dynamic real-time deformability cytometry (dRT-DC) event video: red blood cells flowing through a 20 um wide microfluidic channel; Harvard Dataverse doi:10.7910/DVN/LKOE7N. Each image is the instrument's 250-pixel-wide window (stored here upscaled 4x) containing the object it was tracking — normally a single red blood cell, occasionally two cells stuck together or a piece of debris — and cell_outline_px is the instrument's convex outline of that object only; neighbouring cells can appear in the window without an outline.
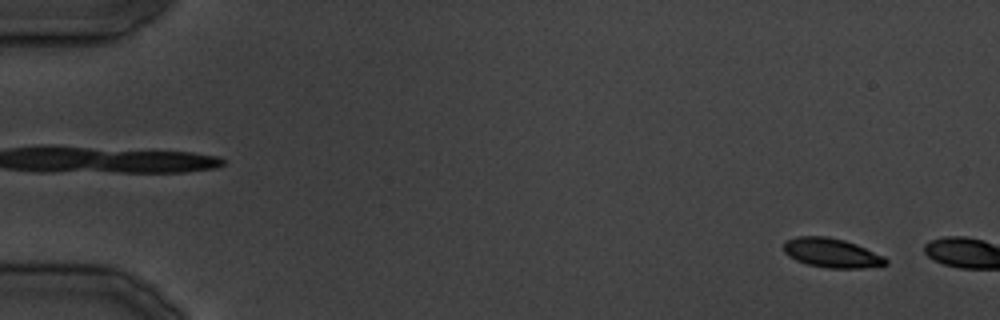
{"species": "common noctule bat (a hibernating species)", "species_latin": "Nyctalus noctula", "temperature_condition": "cold", "stored_images_in_passage": 5, "camera_frame_rate_fps": 3000, "um_per_image_px": 0.085, "animal": {"sex": "male", "body_mass_g": 19.5, "forearm_length_mm": 54.6}, "frame": {"image": 1, "passage_image": 3, "time_ms": 2.333, "image_size_px": [1000, 320], "cell_outline_px": [[888, 264], [864, 268], [828, 268], [808, 264], [796, 260], [788, 256], [784, 252], [784, 240], [796, 236], [828, 236], [844, 240], [856, 244], [884, 256], [888, 260]], "centroid_in_image_um": [70.68, 21.49], "position_along_channel_um": 14.3, "area_um2": 17.51}}